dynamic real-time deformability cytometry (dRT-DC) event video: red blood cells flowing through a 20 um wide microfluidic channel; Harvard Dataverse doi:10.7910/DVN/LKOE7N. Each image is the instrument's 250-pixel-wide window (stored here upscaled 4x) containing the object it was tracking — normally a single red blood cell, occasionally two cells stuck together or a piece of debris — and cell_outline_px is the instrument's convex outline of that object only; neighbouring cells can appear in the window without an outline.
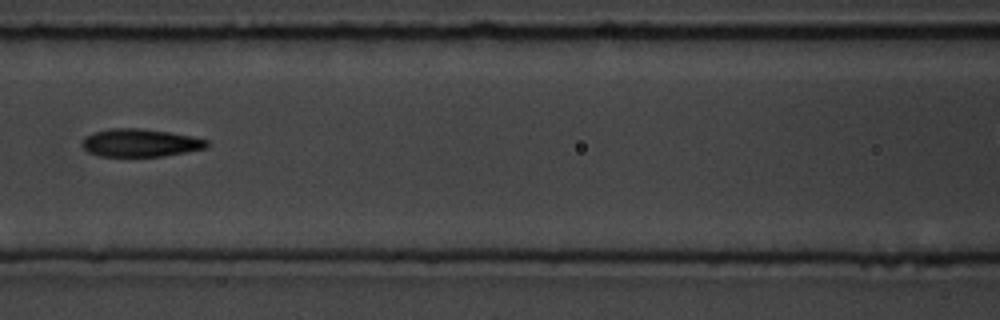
{"species": "common noctule bat (a hibernating species)", "species_latin": "Nyctalus noctula", "temperature_condition": "room temperature", "stored_images_in_passage": 11, "camera_frame_rate_fps": 3000, "um_per_image_px": 0.085, "animal": {"sex": "male", "body_mass_g": 19.5, "forearm_length_mm": 54.6}, "frame": {"image": 1, "passage_image": 4, "time_ms": 4.333, "image_size_px": [1000, 320], "cell_outline_px": [[208, 148], [164, 156], [100, 156], [88, 152], [84, 148], [84, 136], [96, 132], [112, 128], [136, 128], [168, 132], [192, 136], [208, 140]], "centroid_in_image_um": [11.96, 12.14], "position_along_channel_um": 154.6, "area_um2": 20.06}}
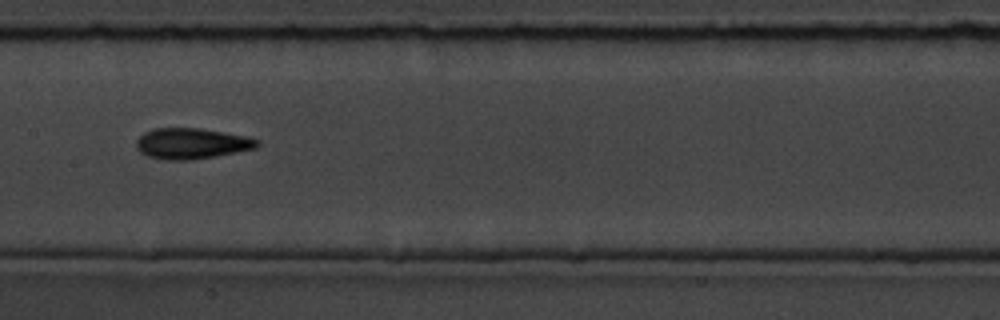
{"frame": {"image": 2, "passage_image": 5, "time_ms": 5.333, "image_size_px": [1000, 320], "cell_outline_px": [[260, 144], [256, 148], [236, 152], [192, 160], [168, 160], [148, 156], [140, 152], [136, 148], [136, 140], [144, 132], [156, 128], [200, 128], [224, 132], [244, 136], [260, 140]], "centroid_in_image_um": [16.27, 12.2], "position_along_channel_um": 191.1, "area_um2": 21.62}}
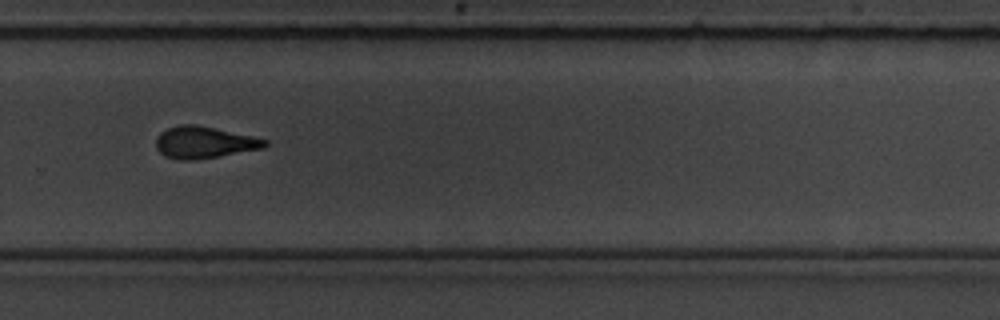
{"frame": {"image": 3, "passage_image": 8, "time_ms": 8.667, "image_size_px": [1000, 320], "cell_outline_px": [[268, 144], [264, 148], [192, 160], [180, 160], [164, 156], [156, 148], [156, 136], [160, 132], [168, 128], [180, 124], [196, 124], [252, 136], [268, 140]], "centroid_in_image_um": [17.32, 12.09], "position_along_channel_um": 312.5, "area_um2": 20.06}}